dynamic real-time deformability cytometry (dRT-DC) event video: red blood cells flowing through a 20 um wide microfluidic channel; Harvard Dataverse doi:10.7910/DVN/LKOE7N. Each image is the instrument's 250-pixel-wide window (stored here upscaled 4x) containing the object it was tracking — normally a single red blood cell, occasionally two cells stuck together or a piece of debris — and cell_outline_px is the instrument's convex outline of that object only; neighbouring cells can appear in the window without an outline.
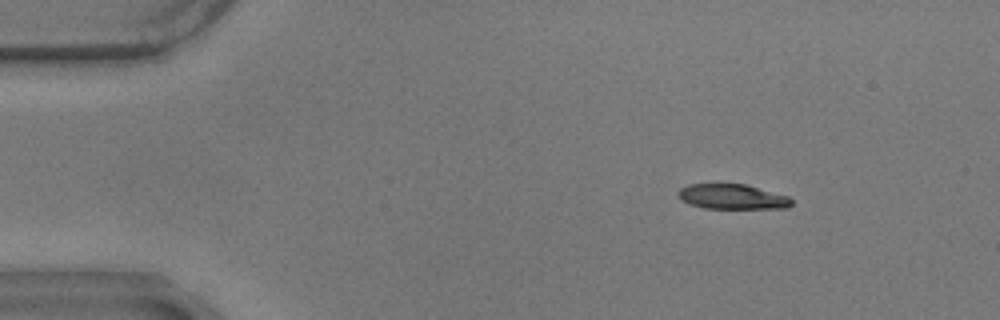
{"species": "common noctule bat (a hibernating species)", "species_latin": "Nyctalus noctula", "temperature_condition": "warm", "stored_images_in_passage": 54, "camera_frame_rate_fps": 3000, "um_per_image_px": 0.085, "animal": {"sex": "male", "body_mass_g": 17.9}, "frame": {"image": 1, "passage_image": 4, "time_ms": 1.0, "image_size_px": [1000, 320], "cell_outline_px": [[792, 204], [788, 208], [704, 208], [688, 204], [680, 200], [676, 196], [676, 192], [680, 188], [688, 184], [744, 184], [788, 196], [792, 200]], "centroid_in_image_um": [62.17, 16.72], "position_along_channel_um": 22.8, "area_um2": 16.59}}
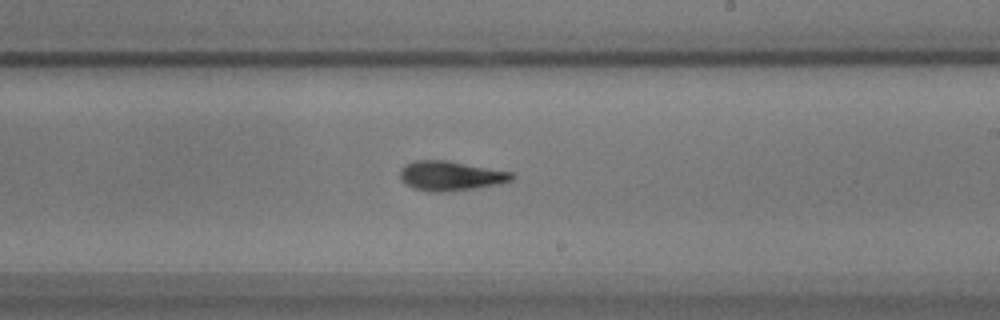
{"frame": {"image": 2, "passage_image": 30, "time_ms": 9.667, "image_size_px": [1000, 320], "cell_outline_px": [[516, 176], [512, 180], [500, 184], [444, 192], [428, 192], [412, 188], [404, 184], [400, 180], [400, 168], [404, 164], [412, 160], [448, 160], [512, 172]], "centroid_in_image_um": [38.25, 14.94], "position_along_channel_um": 250.8, "area_um2": 19.59}}
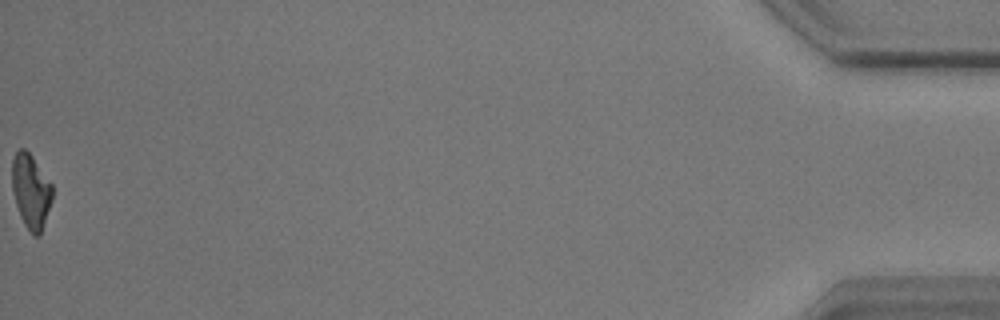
{"frame": {"image": 3, "passage_image": 54, "time_ms": 17.667, "image_size_px": [1000, 320], "cell_outline_px": [[52, 200], [40, 236], [32, 236], [24, 224], [20, 216], [12, 192], [12, 160], [16, 152], [20, 148], [24, 148], [32, 156], [52, 184]], "centroid_in_image_um": [2.62, 16.27], "position_along_channel_um": 432.6, "area_um2": 17.51}, "authors_computed_cell_mechanics": {"area_um2": 18.6116, "velocity_mm_per_s": 3.516, "shape_relaxation_time_tau1_ms": 4.9344, "shape_relaxation_time_tau2_ms": 3.5948, "deformation_change_tau1": 0.1716, "deformation_change_tau2": 0.1249}}